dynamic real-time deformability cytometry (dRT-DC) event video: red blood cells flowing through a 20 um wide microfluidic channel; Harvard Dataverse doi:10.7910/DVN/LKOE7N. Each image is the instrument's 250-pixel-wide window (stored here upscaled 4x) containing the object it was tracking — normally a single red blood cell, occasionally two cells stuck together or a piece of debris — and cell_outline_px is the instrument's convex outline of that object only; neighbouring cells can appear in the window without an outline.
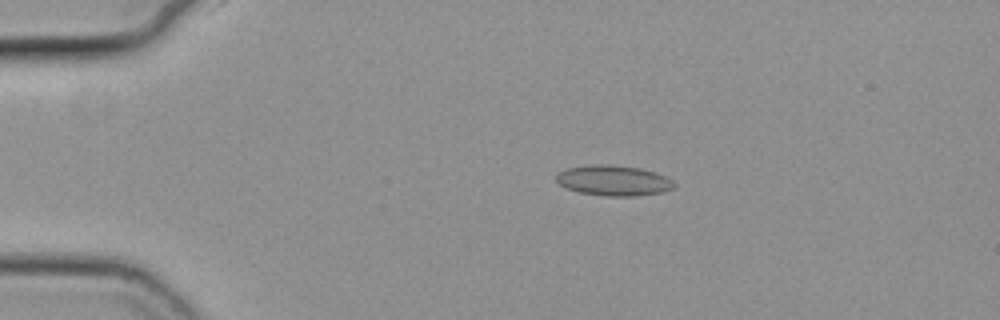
{"species": "common noctule bat (a hibernating species)", "species_latin": "Nyctalus noctula", "temperature_condition": "cold", "stored_images_in_passage": 45, "camera_frame_rate_fps": 3000, "um_per_image_px": 0.085, "animal": {"sex": "female", "body_mass_g": 19.3, "forearm_length_mm": 54.1}, "frame": {"image": 1, "passage_image": 1, "time_ms": 0.0, "image_size_px": [1000, 320], "cell_outline_px": [[676, 188], [664, 192], [636, 196], [604, 196], [580, 192], [568, 188], [560, 184], [556, 180], [556, 172], [568, 168], [592, 164], [612, 164], [640, 168], [656, 172], [672, 180], [676, 184]], "centroid_in_image_um": [52.19, 15.34], "position_along_channel_um": 32.8, "area_um2": 21.1}}
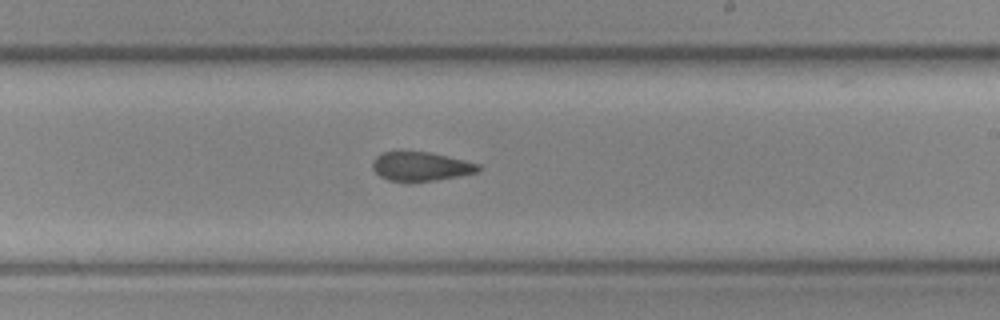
{"frame": {"image": 2, "passage_image": 23, "time_ms": 7.333, "image_size_px": [1000, 320], "cell_outline_px": [[484, 168], [480, 172], [436, 180], [408, 184], [388, 180], [380, 176], [372, 168], [372, 160], [380, 152], [428, 152], [464, 160], [480, 164]], "centroid_in_image_um": [35.77, 14.18], "position_along_channel_um": 253.2, "area_um2": 18.38}}
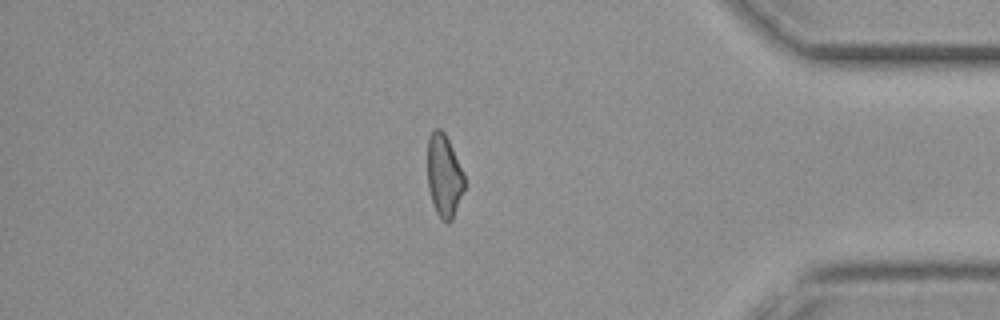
{"frame": {"image": 3, "passage_image": 37, "time_ms": 12.0, "image_size_px": [1000, 320], "cell_outline_px": [[464, 188], [452, 220], [448, 224], [436, 212], [428, 188], [428, 136], [436, 128], [440, 128], [444, 132], [464, 172]], "centroid_in_image_um": [37.74, 14.92], "position_along_channel_um": 397.5, "area_um2": 17.51}, "authors_computed_cell_mechanics": {"area_um2": 19.074, "velocity_mm_per_s": 3.7511, "shape_relaxation_time_tau1_ms": null, "shape_relaxation_time_tau2_ms": 2.8643, "deformation_change_tau1": null, "deformation_change_tau2": 0.0819}}